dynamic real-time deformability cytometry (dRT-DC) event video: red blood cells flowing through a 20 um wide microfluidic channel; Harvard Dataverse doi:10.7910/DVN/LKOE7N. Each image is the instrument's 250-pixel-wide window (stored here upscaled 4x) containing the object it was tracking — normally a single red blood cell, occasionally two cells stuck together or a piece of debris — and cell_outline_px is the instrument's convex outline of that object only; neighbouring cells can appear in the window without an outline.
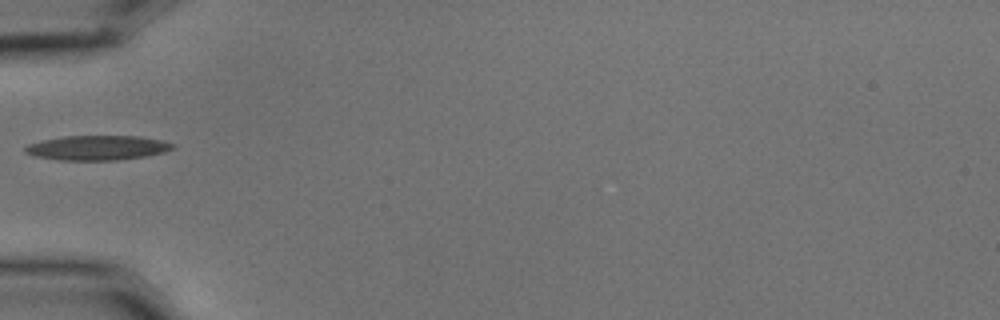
{"species": "common noctule bat (a hibernating species)", "species_latin": "Nyctalus noctula", "temperature_condition": "cold", "stored_images_in_passage": 3, "camera_frame_rate_fps": 3000, "um_per_image_px": 0.085, "animal": {"sex": "male", "body_mass_g": 15.6}, "frame": {"image": 1, "passage_image": 3, "time_ms": 0.667, "image_size_px": [1000, 320], "cell_outline_px": [[176, 148], [164, 152], [144, 156], [116, 160], [60, 160], [36, 156], [24, 152], [24, 148], [28, 144], [44, 140], [64, 136], [140, 136], [160, 140], [176, 144]], "centroid_in_image_um": [8.3, 12.56], "position_along_channel_um": 76.7, "area_um2": 21.1}}